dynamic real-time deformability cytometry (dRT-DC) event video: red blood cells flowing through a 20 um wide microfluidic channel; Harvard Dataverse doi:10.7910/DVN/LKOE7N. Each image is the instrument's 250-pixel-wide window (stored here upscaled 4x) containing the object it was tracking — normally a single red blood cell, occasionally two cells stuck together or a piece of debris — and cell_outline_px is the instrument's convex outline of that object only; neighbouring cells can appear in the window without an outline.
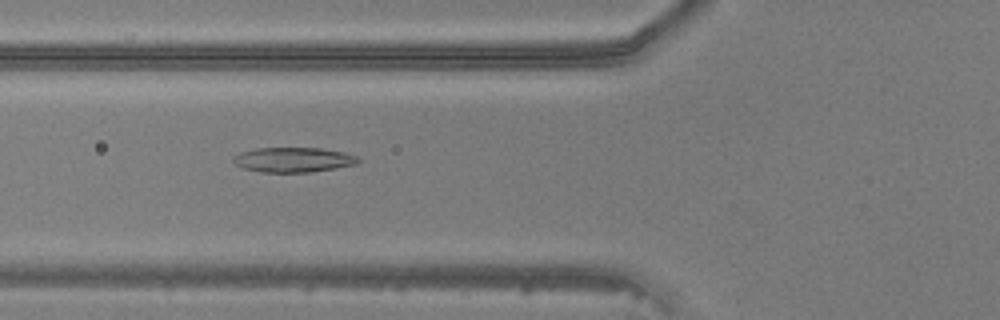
{"species": "common noctule bat (a hibernating species)", "species_latin": "Nyctalus noctula", "temperature_condition": "warm", "stored_images_in_passage": 39, "camera_frame_rate_fps": 3000, "um_per_image_px": 0.085, "animal": {"sex": "male", "body_mass_g": 20.5, "forearm_length_mm": 52.5}, "frame": {"image": 1, "passage_image": 9, "time_ms": 2.667, "image_size_px": [1000, 320], "cell_outline_px": [[360, 160], [356, 164], [336, 168], [308, 172], [260, 172], [244, 168], [236, 164], [232, 160], [232, 156], [240, 152], [256, 148], [320, 148], [344, 152], [356, 156]], "centroid_in_image_um": [24.91, 13.57], "position_along_channel_um": 100.9, "area_um2": 18.03}}
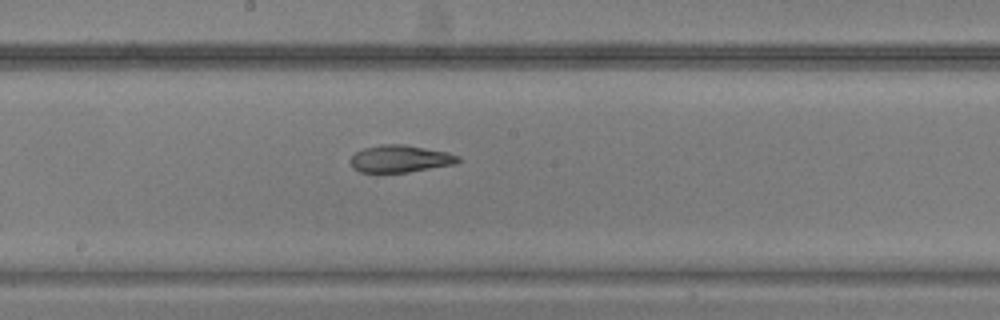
{"frame": {"image": 2, "passage_image": 17, "time_ms": 5.333, "image_size_px": [1000, 320], "cell_outline_px": [[460, 160], [456, 164], [408, 172], [360, 172], [352, 168], [348, 160], [356, 152], [364, 148], [380, 144], [404, 144], [448, 152], [460, 156]], "centroid_in_image_um": [34.0, 13.49], "position_along_channel_um": 214.2, "area_um2": 17.22}}
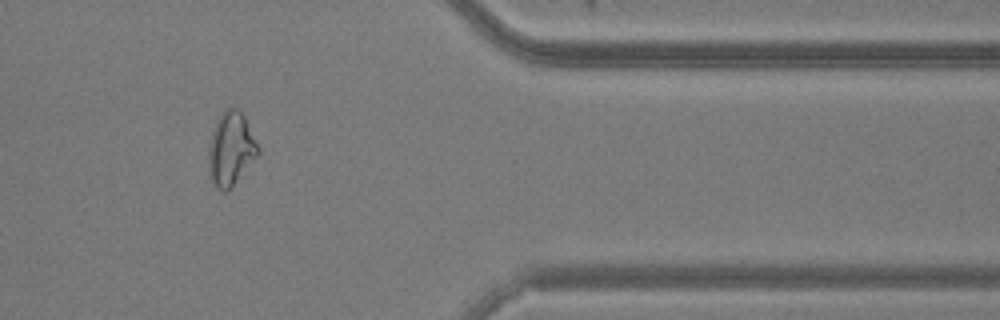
{"frame": {"image": 3, "passage_image": 31, "time_ms": 10.0, "image_size_px": [1000, 320], "cell_outline_px": [[260, 152], [228, 192], [220, 192], [216, 188], [208, 172], [208, 148], [212, 132], [216, 120], [220, 112], [224, 108], [236, 108], [244, 116], [260, 148]], "centroid_in_image_um": [19.6, 12.67], "position_along_channel_um": 391.8, "area_um2": 21.44}}